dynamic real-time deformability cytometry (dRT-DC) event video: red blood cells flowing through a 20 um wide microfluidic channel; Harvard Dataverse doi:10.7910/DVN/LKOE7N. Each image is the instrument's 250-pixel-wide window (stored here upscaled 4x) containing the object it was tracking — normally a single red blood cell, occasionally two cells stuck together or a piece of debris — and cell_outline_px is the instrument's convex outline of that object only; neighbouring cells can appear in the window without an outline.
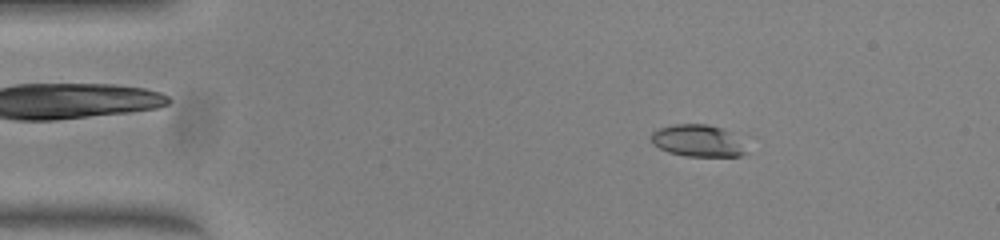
{"species": "common noctule bat (a hibernating species)", "species_latin": "Nyctalus noctula", "temperature_condition": "warm", "stored_images_in_passage": 50, "camera_frame_rate_fps": 3000, "um_per_image_px": 0.085, "animal": {"sex": "female", "body_mass_g": 23.0, "forearm_length_mm": 53.4}, "frame": {"image": 1, "passage_image": 7, "time_ms": 2.0, "image_size_px": [1000, 240], "cell_outline_px": [[748, 152], [740, 156], [684, 156], [668, 152], [652, 144], [652, 132], [660, 128], [676, 124], [708, 124], [732, 132]], "centroid_in_image_um": [59.3, 11.97], "position_along_channel_um": 25.7, "area_um2": 17.57}}
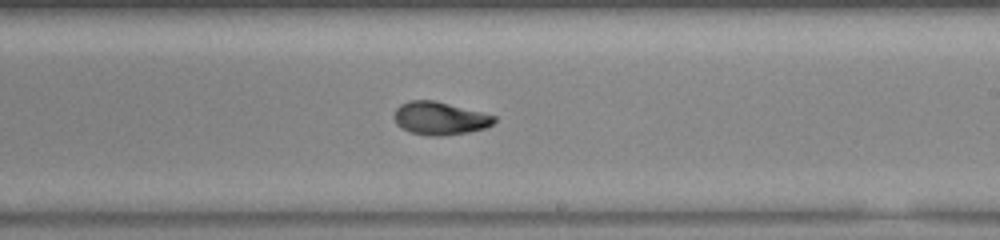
{"frame": {"image": 2, "passage_image": 29, "time_ms": 9.333, "image_size_px": [1000, 240], "cell_outline_px": [[496, 120], [492, 124], [484, 128], [468, 132], [440, 136], [432, 136], [412, 132], [400, 128], [396, 124], [396, 108], [400, 104], [412, 100], [432, 100], [496, 116]], "centroid_in_image_um": [37.38, 10.06], "position_along_channel_um": 251.6, "area_um2": 18.79}}
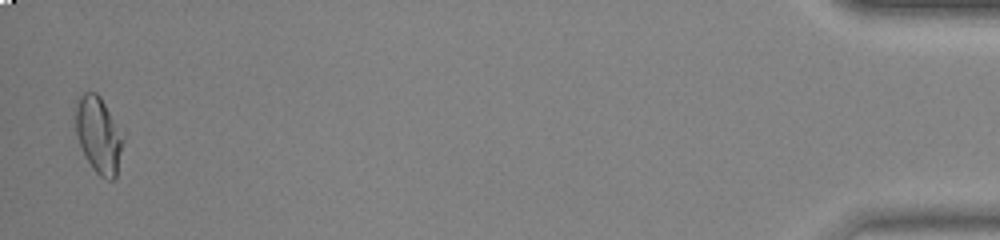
{"frame": {"image": 3, "passage_image": 49, "time_ms": 16.0, "image_size_px": [1000, 240], "cell_outline_px": [[124, 140], [116, 180], [108, 180], [100, 176], [96, 172], [88, 160], [80, 144], [76, 132], [76, 96], [84, 92], [96, 92], [100, 96], [124, 136]], "centroid_in_image_um": [8.4, 11.46], "position_along_channel_um": 426.8, "area_um2": 21.1}, "authors_computed_cell_mechanics": {"area_um2": 19.0451, "velocity_mm_per_s": 4.0347, "shape_relaxation_time_tau1_ms": 4.4721, "shape_relaxation_time_tau2_ms": 1.6809, "deformation_change_tau1": 0.2057, "deformation_change_tau2": 0.0647}}